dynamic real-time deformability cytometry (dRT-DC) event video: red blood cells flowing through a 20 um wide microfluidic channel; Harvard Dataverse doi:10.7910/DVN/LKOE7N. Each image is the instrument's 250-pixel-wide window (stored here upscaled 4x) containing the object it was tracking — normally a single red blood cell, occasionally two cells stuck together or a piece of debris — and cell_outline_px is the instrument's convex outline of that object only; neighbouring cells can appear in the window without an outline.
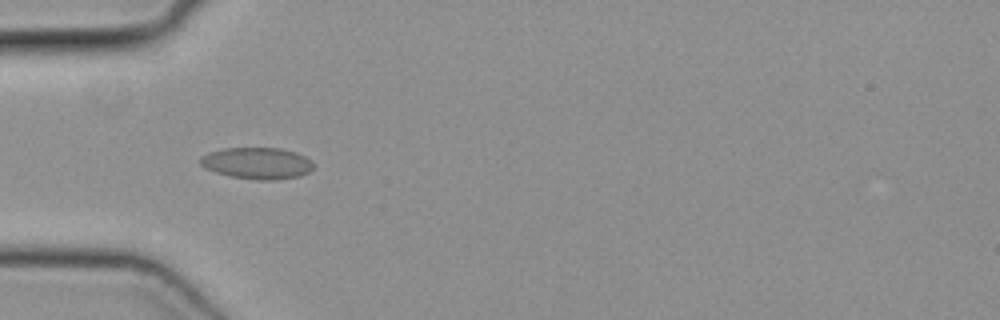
{"species": "common noctule bat (a hibernating species)", "species_latin": "Nyctalus noctula", "temperature_condition": "cold", "stored_images_in_passage": 50, "camera_frame_rate_fps": 3000, "um_per_image_px": 0.085, "animal": {"sex": "female", "body_mass_g": 19.3, "forearm_length_mm": 54.1}, "frame": {"image": 1, "passage_image": 16, "time_ms": 5.0, "image_size_px": [1000, 320], "cell_outline_px": [[312, 168], [308, 172], [300, 176], [272, 180], [256, 180], [232, 176], [216, 172], [204, 168], [200, 164], [200, 156], [208, 152], [224, 148], [280, 148], [296, 152], [304, 156], [312, 164]], "centroid_in_image_um": [21.81, 13.87], "position_along_channel_um": 63.2, "area_um2": 20.69}}
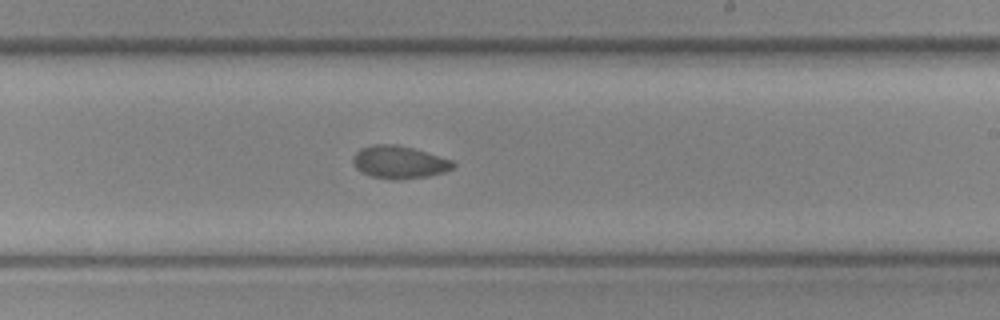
{"frame": {"image": 2, "passage_image": 30, "time_ms": 9.667, "image_size_px": [1000, 320], "cell_outline_px": [[456, 164], [452, 168], [444, 172], [428, 176], [396, 180], [372, 176], [360, 172], [352, 164], [352, 156], [360, 148], [372, 144], [396, 144], [412, 148], [452, 160]], "centroid_in_image_um": [33.88, 13.78], "position_along_channel_um": 255.1, "area_um2": 19.07}}
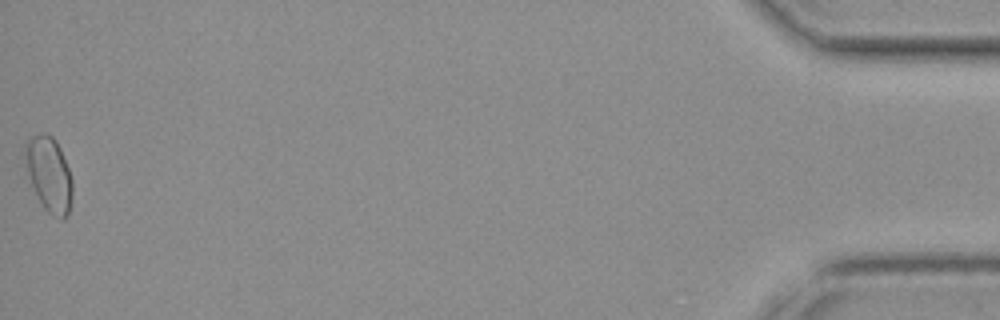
{"frame": {"image": 3, "passage_image": 50, "time_ms": 16.333, "image_size_px": [1000, 320], "cell_outline_px": [[72, 196], [68, 216], [64, 220], [60, 220], [52, 216], [44, 208], [32, 184], [28, 172], [28, 140], [32, 136], [44, 132], [52, 136], [56, 140], [60, 148], [68, 168], [72, 180]], "centroid_in_image_um": [4.25, 14.88], "position_along_channel_um": 431.0, "area_um2": 19.94}}